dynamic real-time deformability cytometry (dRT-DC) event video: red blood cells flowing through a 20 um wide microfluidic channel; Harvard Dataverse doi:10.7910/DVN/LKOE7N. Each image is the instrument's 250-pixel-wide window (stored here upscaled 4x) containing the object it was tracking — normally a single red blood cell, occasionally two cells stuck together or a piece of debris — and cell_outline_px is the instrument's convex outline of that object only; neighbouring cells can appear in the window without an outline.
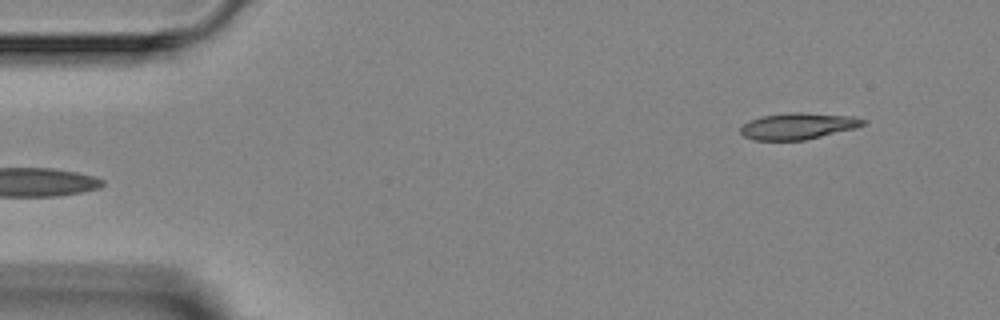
{"species": "Egyptian fruit bat (a non-hibernating species)", "species_latin": "Rousettus aegyptiacus", "temperature_condition": "room temperature", "stored_images_in_passage": 4, "segment_of_instrument_passage": [2, 2], "camera_frame_rate_fps": 3000, "um_per_image_px": 0.085, "animal": {"sex": "female"}, "frame": {"image": 1, "passage_image": 4, "time_ms": 3.667, "image_size_px": [1000, 320], "cell_outline_px": [[864, 124], [856, 128], [804, 140], [752, 140], [744, 136], [740, 132], [740, 128], [748, 120], [760, 116], [788, 112], [804, 112], [852, 116], [864, 120]], "centroid_in_image_um": [67.78, 10.71], "position_along_channel_um": 17.2, "area_um2": 18.9}}